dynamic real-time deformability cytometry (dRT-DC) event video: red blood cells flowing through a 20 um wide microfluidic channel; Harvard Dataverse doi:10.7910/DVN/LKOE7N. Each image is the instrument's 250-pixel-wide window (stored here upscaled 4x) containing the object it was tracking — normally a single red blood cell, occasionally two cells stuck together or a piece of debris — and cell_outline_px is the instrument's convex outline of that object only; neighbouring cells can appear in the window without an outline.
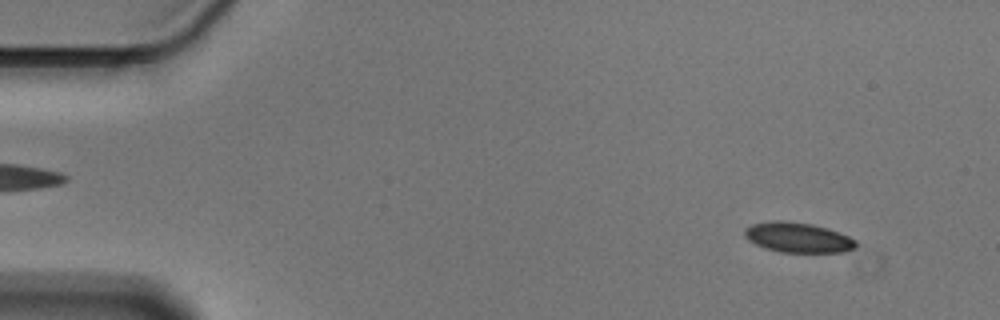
{"species": "Egyptian fruit bat (a non-hibernating species)", "species_latin": "Rousettus aegyptiacus", "temperature_condition": "cold", "stored_images_in_passage": 56, "camera_frame_rate_fps": 3000, "um_per_image_px": 0.085, "animal": {"sex": "male"}, "frame": {"image": 1, "passage_image": 5, "time_ms": 1.333, "image_size_px": [1000, 320], "cell_outline_px": [[856, 244], [852, 248], [844, 252], [780, 252], [764, 248], [748, 240], [744, 236], [744, 228], [752, 224], [772, 220], [784, 220], [812, 224], [828, 228], [840, 232], [856, 240]], "centroid_in_image_um": [67.79, 20.17], "position_along_channel_um": 17.2, "area_um2": 19.59}}
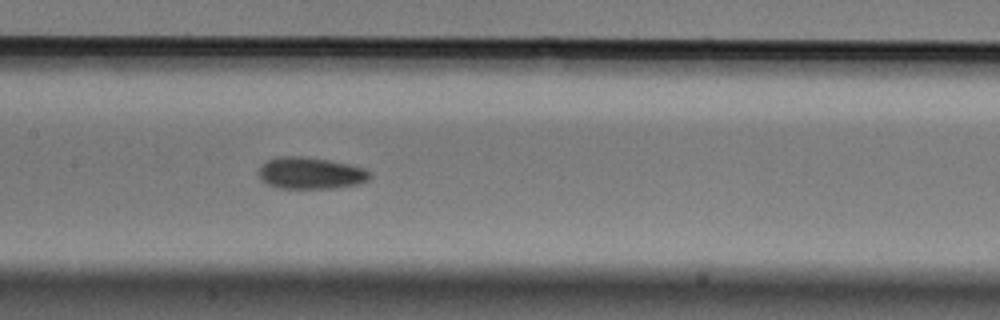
{"frame": {"image": 2, "passage_image": 27, "time_ms": 8.667, "image_size_px": [1000, 320], "cell_outline_px": [[372, 176], [368, 180], [356, 184], [336, 188], [276, 188], [260, 180], [256, 172], [268, 160], [280, 156], [300, 156], [328, 160], [348, 164], [364, 168], [372, 172]], "centroid_in_image_um": [26.39, 14.72], "position_along_channel_um": 181.0, "area_um2": 20.63}}
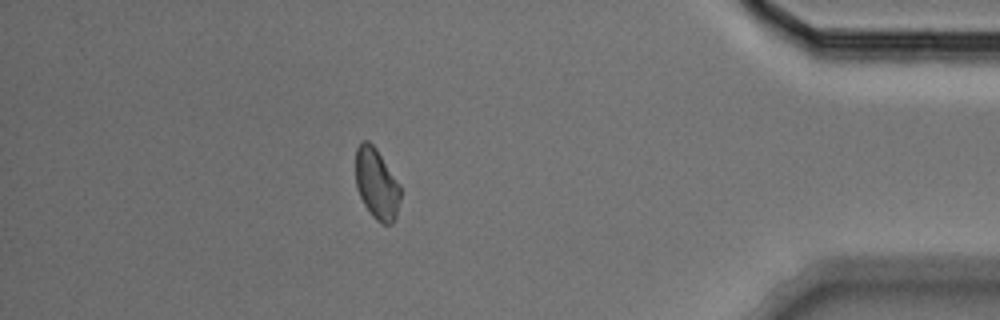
{"frame": {"image": 3, "passage_image": 49, "time_ms": 16.0, "image_size_px": [1000, 320], "cell_outline_px": [[400, 200], [396, 216], [392, 224], [384, 224], [376, 220], [372, 216], [364, 204], [356, 188], [356, 148], [364, 140], [368, 140], [376, 148], [400, 184]], "centroid_in_image_um": [32.02, 15.63], "position_along_channel_um": 403.2, "area_um2": 18.44}, "authors_computed_cell_mechanics": {"area_um2": 19.5942, "velocity_mm_per_s": 3.5845, "shape_relaxation_time_tau1_ms": 7.7545, "shape_relaxation_time_tau2_ms": 5.2042, "deformation_change_tau1": 0.1053, "deformation_change_tau2": 0.0757}}